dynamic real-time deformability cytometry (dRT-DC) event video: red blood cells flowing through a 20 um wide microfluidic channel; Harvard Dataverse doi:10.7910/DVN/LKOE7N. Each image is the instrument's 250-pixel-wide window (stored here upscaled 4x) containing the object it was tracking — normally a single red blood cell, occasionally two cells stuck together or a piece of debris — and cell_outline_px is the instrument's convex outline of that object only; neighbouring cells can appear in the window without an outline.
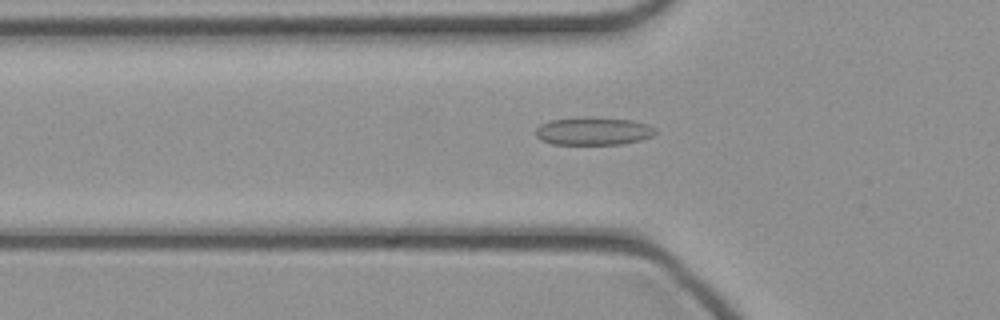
{"species": "common noctule bat (a hibernating species)", "species_latin": "Nyctalus noctula", "temperature_condition": "cold", "stored_images_in_passage": 45, "camera_frame_rate_fps": 3000, "um_per_image_px": 0.085, "animal": {"sex": "female", "body_mass_g": 21.9}, "frame": {"image": 1, "passage_image": 15, "time_ms": 4.667, "image_size_px": [1000, 320], "cell_outline_px": [[656, 132], [652, 136], [640, 140], [620, 144], [552, 144], [540, 140], [536, 136], [536, 128], [540, 124], [552, 120], [584, 116], [592, 116], [632, 120], [648, 124], [656, 128]], "centroid_in_image_um": [50.43, 11.13], "position_along_channel_um": 75.4, "area_um2": 19.71}}
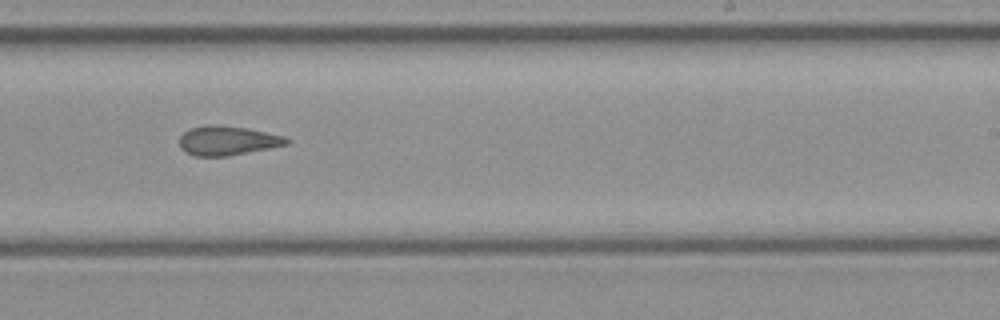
{"frame": {"image": 2, "passage_image": 28, "time_ms": 9.0, "image_size_px": [1000, 320], "cell_outline_px": [[292, 140], [288, 144], [228, 156], [196, 156], [184, 152], [180, 148], [180, 136], [188, 128], [208, 124], [216, 124], [248, 128], [284, 136]], "centroid_in_image_um": [19.31, 11.94], "position_along_channel_um": 269.7, "area_um2": 18.44}}
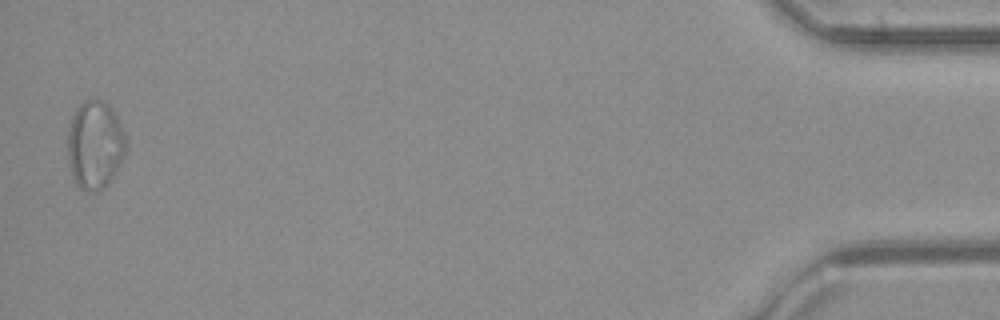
{"frame": {"image": 3, "passage_image": 45, "time_ms": 14.667, "image_size_px": [1000, 320], "cell_outline_px": [[128, 148], [124, 156], [108, 184], [104, 188], [96, 192], [88, 192], [80, 188], [72, 180], [68, 164], [68, 132], [72, 116], [76, 108], [80, 104], [88, 100], [100, 100], [112, 108], [124, 132], [128, 144]], "centroid_in_image_um": [8.07, 12.36], "position_along_channel_um": 427.1, "area_um2": 30.23}}